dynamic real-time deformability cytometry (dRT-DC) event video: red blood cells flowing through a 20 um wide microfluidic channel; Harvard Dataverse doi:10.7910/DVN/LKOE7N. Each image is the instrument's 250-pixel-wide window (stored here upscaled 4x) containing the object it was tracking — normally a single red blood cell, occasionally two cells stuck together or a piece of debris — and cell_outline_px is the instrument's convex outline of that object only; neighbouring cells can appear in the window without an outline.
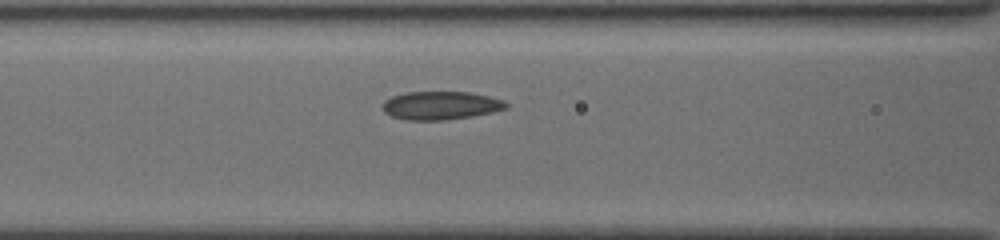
{"species": "common noctule bat (a hibernating species)", "species_latin": "Nyctalus noctula", "temperature_condition": "cold", "stored_images_in_passage": 46, "camera_frame_rate_fps": 3000, "um_per_image_px": 0.085, "animal": {"sex": "female", "body_mass_g": 19.5, "forearm_length_mm": 54.1}, "frame": {"image": 1, "passage_image": 8, "time_ms": 1.667, "image_size_px": [1000, 240], "cell_outline_px": [[508, 108], [492, 112], [472, 116], [444, 120], [404, 120], [392, 116], [384, 112], [384, 100], [392, 96], [404, 92], [468, 92], [488, 96], [504, 100], [508, 104]], "centroid_in_image_um": [37.46, 8.96], "position_along_channel_um": 129.1, "area_um2": 20.35}}
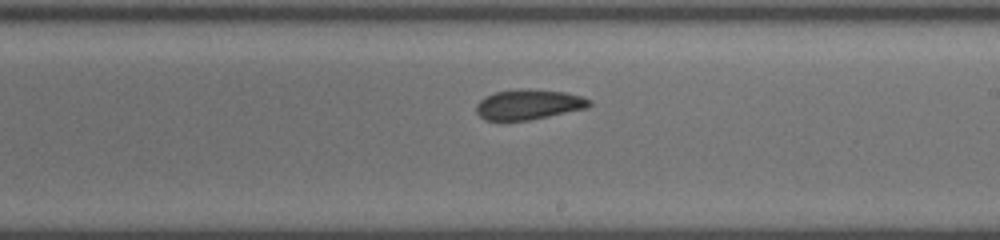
{"frame": {"image": 2, "passage_image": 22, "time_ms": 4.667, "image_size_px": [1000, 240], "cell_outline_px": [[592, 104], [588, 108], [528, 120], [484, 120], [476, 112], [476, 104], [484, 96], [496, 92], [520, 88], [528, 88], [564, 92], [580, 96], [592, 100]], "centroid_in_image_um": [44.93, 8.87], "position_along_channel_um": 244.1, "area_um2": 19.94}}
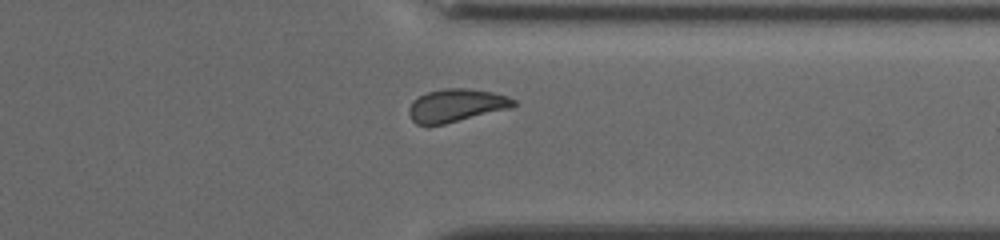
{"frame": {"image": 3, "passage_image": 39, "time_ms": 8.0, "image_size_px": [1000, 240], "cell_outline_px": [[516, 104], [512, 108], [444, 124], [416, 124], [412, 120], [408, 112], [408, 108], [412, 100], [428, 92], [444, 88], [464, 88], [492, 92], [508, 96], [516, 100]], "centroid_in_image_um": [38.79, 8.95], "position_along_channel_um": 372.6, "area_um2": 20.06}}